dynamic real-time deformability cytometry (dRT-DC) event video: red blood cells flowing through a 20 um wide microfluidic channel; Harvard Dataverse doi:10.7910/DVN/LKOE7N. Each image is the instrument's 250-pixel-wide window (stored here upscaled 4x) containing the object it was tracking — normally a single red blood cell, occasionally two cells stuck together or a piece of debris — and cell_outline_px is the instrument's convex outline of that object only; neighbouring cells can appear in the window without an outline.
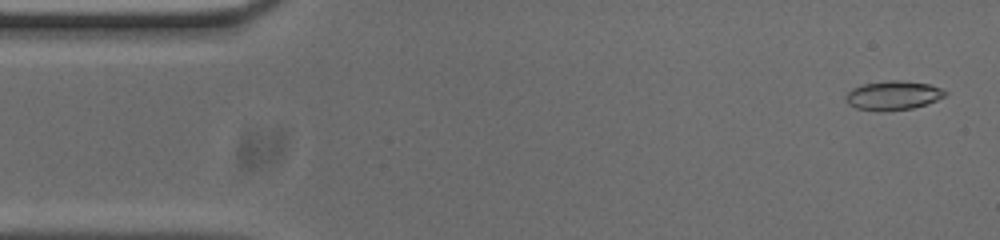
{"species": "common noctule bat (a hibernating species)", "species_latin": "Nyctalus noctula", "temperature_condition": "cold", "stored_images_in_passage": 53, "camera_frame_rate_fps": 3000, "um_per_image_px": 0.085, "animal": {"sex": "male", "body_mass_g": 20.0, "forearm_length_mm": 53.3}, "frame": {"image": 1, "passage_image": 2, "time_ms": 0.333, "image_size_px": [1000, 240], "cell_outline_px": [[948, 92], [944, 96], [936, 100], [912, 108], [884, 112], [856, 108], [848, 104], [844, 100], [844, 96], [852, 88], [864, 84], [888, 80], [900, 80], [928, 84], [940, 88]], "centroid_in_image_um": [75.86, 8.11], "position_along_channel_um": 9.1, "area_um2": 16.82}}
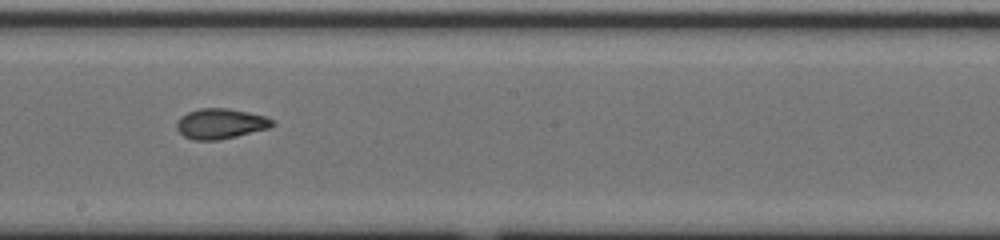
{"frame": {"image": 2, "passage_image": 28, "time_ms": 9.0, "image_size_px": [1000, 240], "cell_outline_px": [[276, 124], [272, 128], [236, 136], [216, 140], [192, 140], [184, 136], [176, 128], [176, 124], [180, 116], [188, 112], [200, 108], [228, 108], [248, 112], [264, 116], [272, 120]], "centroid_in_image_um": [18.75, 10.51], "position_along_channel_um": 229.4, "area_um2": 16.94}}
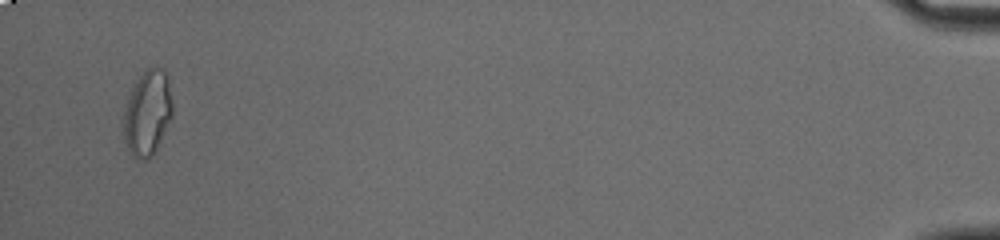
{"frame": {"image": 3, "passage_image": 51, "time_ms": 16.667, "image_size_px": [1000, 240], "cell_outline_px": [[172, 116], [152, 156], [148, 160], [136, 160], [132, 156], [124, 140], [124, 112], [132, 88], [140, 76], [152, 64], [164, 68], [168, 72], [172, 100]], "centroid_in_image_um": [12.56, 9.57], "position_along_channel_um": 422.6, "area_um2": 24.39}, "authors_computed_cell_mechanics": {"area_um2": 16.9932, "velocity_mm_per_s": 3.7694, "shape_relaxation_time_tau1_ms": null, "shape_relaxation_time_tau2_ms": 2.0371, "deformation_change_tau1": null, "deformation_change_tau2": 0.0805}}